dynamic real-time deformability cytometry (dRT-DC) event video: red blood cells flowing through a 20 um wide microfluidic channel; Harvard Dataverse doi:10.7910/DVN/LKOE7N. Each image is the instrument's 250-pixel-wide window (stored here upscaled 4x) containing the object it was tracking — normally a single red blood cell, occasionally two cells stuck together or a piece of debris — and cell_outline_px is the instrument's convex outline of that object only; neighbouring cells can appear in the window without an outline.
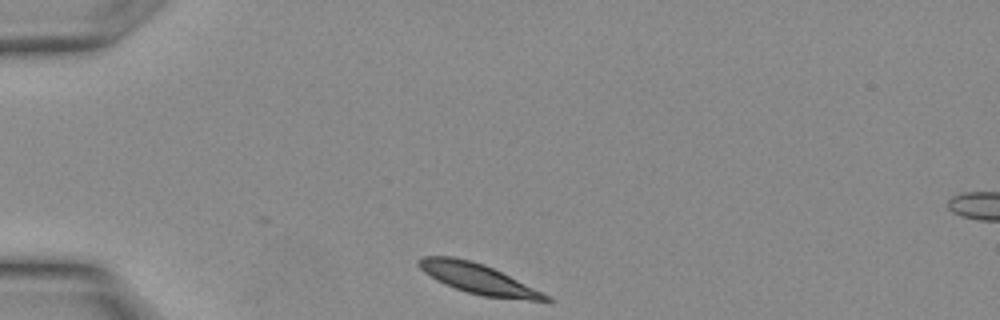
{"species": "Egyptian fruit bat (a non-hibernating species)", "species_latin": "Rousettus aegyptiacus", "temperature_condition": "warm", "stored_images_in_passage": 10, "camera_frame_rate_fps": 3000, "um_per_image_px": 0.085, "animal": {"sex": "female"}, "frame": {"image": 1, "passage_image": 1, "time_ms": 0.0, "image_size_px": [1000, 320], "cell_outline_px": [[552, 300], [548, 304], [484, 296], [468, 292], [444, 284], [436, 280], [424, 272], [416, 264], [416, 260], [424, 256], [452, 256], [472, 260], [484, 264], [544, 292]], "centroid_in_image_um": [40.73, 23.72], "position_along_channel_um": 44.3, "area_um2": 22.77}}
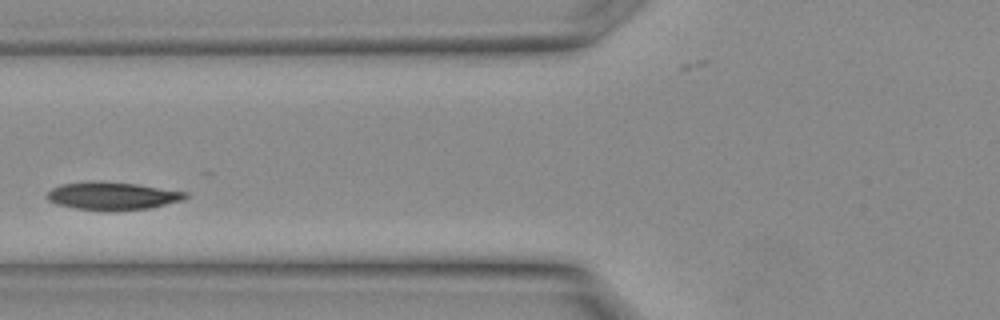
{"frame": {"image": 2, "passage_image": 6, "time_ms": 1.667, "image_size_px": [1000, 320], "cell_outline_px": [[188, 196], [184, 200], [148, 208], [116, 212], [100, 212], [76, 208], [56, 204], [48, 200], [44, 196], [52, 188], [60, 184], [88, 180], [100, 180], [136, 184], [188, 192]], "centroid_in_image_um": [9.51, 16.66], "position_along_channel_um": 116.3, "area_um2": 23.18}}
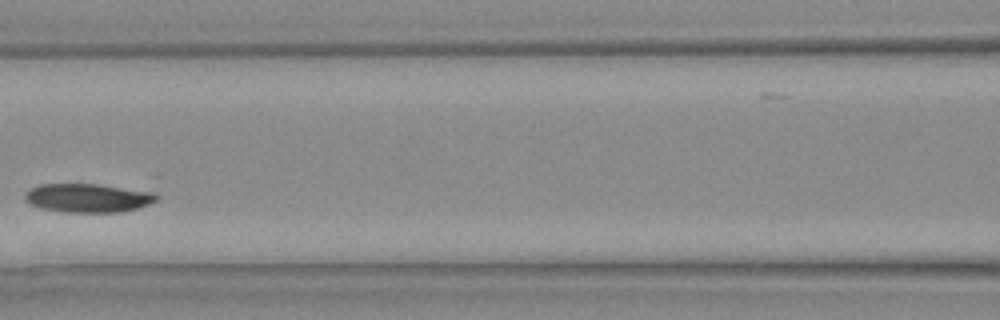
{"frame": {"image": 3, "passage_image": 8, "time_ms": 2.333, "image_size_px": [1000, 320], "cell_outline_px": [[160, 196], [156, 200], [140, 208], [124, 212], [64, 212], [40, 208], [28, 204], [24, 200], [24, 196], [32, 188], [40, 184], [96, 184], [148, 188], [156, 192]], "centroid_in_image_um": [7.61, 16.81], "position_along_channel_um": 159.0, "area_um2": 22.83}}